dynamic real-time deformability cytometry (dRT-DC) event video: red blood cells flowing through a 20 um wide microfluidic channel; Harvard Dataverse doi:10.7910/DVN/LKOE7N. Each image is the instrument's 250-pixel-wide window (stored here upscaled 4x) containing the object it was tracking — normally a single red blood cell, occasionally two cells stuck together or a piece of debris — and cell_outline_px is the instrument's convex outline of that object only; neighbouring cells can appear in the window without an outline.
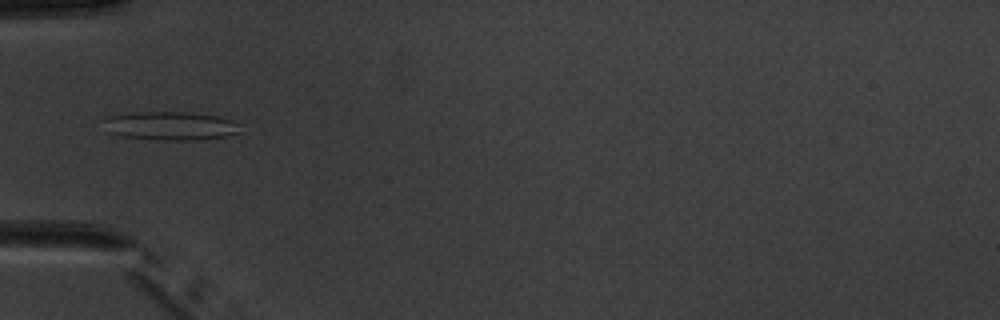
{"species": "common noctule bat (a hibernating species)", "species_latin": "Nyctalus noctula", "temperature_condition": "warm", "stored_images_in_passage": 5, "camera_frame_rate_fps": 3000, "um_per_image_px": 0.085, "animal": {"sex": "male", "body_mass_g": 20.1, "forearm_length_mm": 53.5}, "frame": {"image": 1, "passage_image": 4, "time_ms": 4.333, "image_size_px": [1000, 320], "cell_outline_px": [[240, 132], [228, 136], [196, 140], [156, 140], [124, 136], [108, 132], [100, 120], [108, 116], [132, 112], [192, 112], [216, 116], [232, 120], [236, 124]], "centroid_in_image_um": [14.42, 10.69], "position_along_channel_um": 70.6, "area_um2": 22.89}}